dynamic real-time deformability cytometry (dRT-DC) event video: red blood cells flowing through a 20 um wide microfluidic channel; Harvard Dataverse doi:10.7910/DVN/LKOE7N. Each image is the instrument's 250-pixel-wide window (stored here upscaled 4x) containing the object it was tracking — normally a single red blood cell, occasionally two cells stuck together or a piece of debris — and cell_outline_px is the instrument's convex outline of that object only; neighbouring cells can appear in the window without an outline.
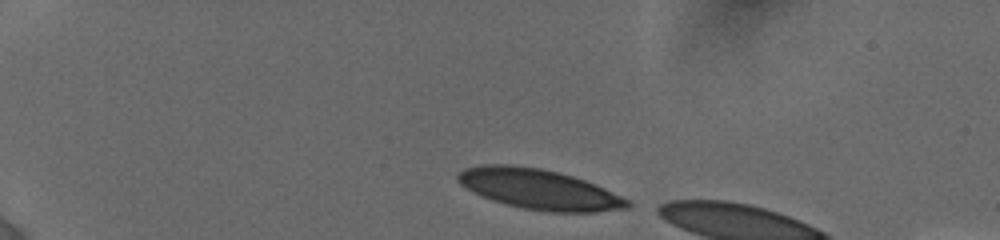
{"species": "human", "species_latin": "Homo sapiens", "temperature_condition": "cold", "stored_images_in_passage": 13, "camera_frame_rate_fps": 3000, "um_per_image_px": 0.085, "donor": {"sex": "female"}, "frame": {"image": 1, "passage_image": 1, "time_ms": 0.0, "image_size_px": [1000, 240], "cell_outline_px": [[632, 204], [628, 208], [596, 212], [548, 212], [524, 208], [504, 204], [480, 196], [460, 184], [456, 180], [456, 172], [464, 168], [484, 164], [512, 164], [540, 168], [560, 172], [596, 184], [628, 200]], "centroid_in_image_um": [45.77, 16.07], "position_along_channel_um": 39.2, "area_um2": 39.94}}